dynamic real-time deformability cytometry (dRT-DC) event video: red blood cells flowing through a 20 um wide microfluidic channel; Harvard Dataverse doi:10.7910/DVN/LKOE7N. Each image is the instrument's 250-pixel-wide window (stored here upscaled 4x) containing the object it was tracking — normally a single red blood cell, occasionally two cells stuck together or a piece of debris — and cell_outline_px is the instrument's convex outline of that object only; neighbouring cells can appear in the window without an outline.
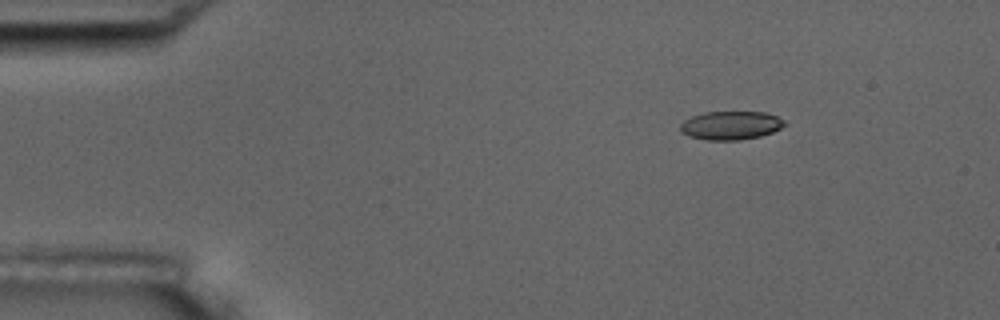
{"species": "common noctule bat (a hibernating species)", "species_latin": "Nyctalus noctula", "temperature_condition": "room temperature", "stored_images_in_passage": 5, "camera_frame_rate_fps": 3000, "um_per_image_px": 0.085, "animal": {"sex": "male", "body_mass_g": 17.5, "forearm_length_mm": 52.3}, "frame": {"image": 1, "passage_image": 1, "time_ms": 0.0, "image_size_px": [1000, 320], "cell_outline_px": [[788, 124], [772, 132], [760, 136], [740, 140], [708, 140], [688, 136], [680, 132], [680, 124], [684, 120], [692, 116], [704, 112], [764, 112], [776, 116], [784, 120]], "centroid_in_image_um": [62.1, 10.66], "position_along_channel_um": 22.9, "area_um2": 17.4}}
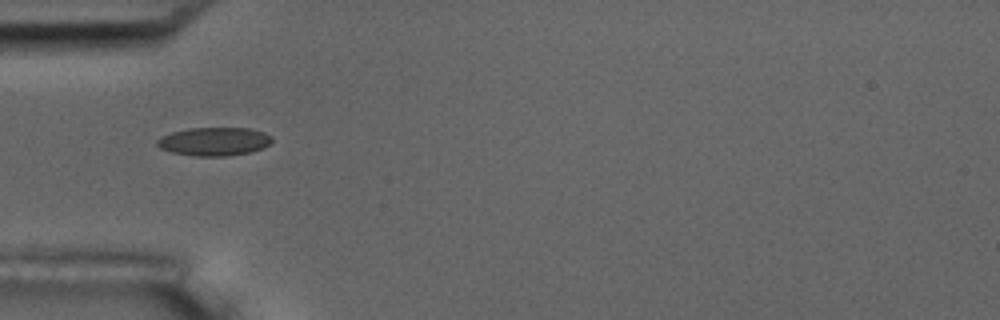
{"frame": {"image": 2, "passage_image": 3, "time_ms": 3.333, "image_size_px": [1000, 320], "cell_outline_px": [[272, 144], [264, 148], [248, 152], [224, 156], [192, 156], [172, 152], [160, 148], [156, 144], [156, 140], [160, 136], [172, 132], [188, 128], [248, 128], [264, 132], [272, 136]], "centroid_in_image_um": [18.2, 12.02], "position_along_channel_um": 66.8, "area_um2": 19.13}}